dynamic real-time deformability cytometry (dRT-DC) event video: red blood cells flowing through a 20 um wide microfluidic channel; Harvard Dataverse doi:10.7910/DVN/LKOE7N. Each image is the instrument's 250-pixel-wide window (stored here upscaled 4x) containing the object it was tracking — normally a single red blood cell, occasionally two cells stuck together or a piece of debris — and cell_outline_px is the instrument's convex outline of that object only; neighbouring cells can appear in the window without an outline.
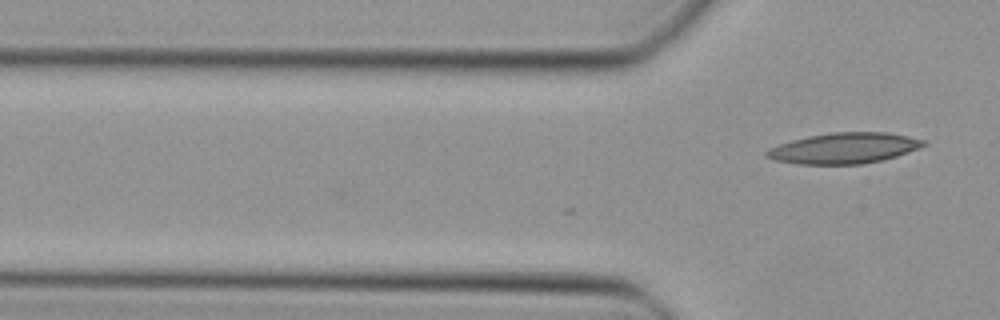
{"species": "Egyptian fruit bat (a non-hibernating species)", "species_latin": "Rousettus aegyptiacus", "temperature_condition": "cold", "stored_images_in_passage": 5, "camera_frame_rate_fps": 3000, "um_per_image_px": 0.085, "animal": {"sex": "female"}, "frame": {"image": 1, "passage_image": 5, "time_ms": 1.333, "image_size_px": [1000, 320], "cell_outline_px": [[928, 144], [908, 152], [896, 156], [880, 160], [860, 164], [800, 164], [772, 160], [764, 156], [764, 152], [768, 148], [792, 140], [808, 136], [832, 132], [888, 132], [908, 136], [924, 140]], "centroid_in_image_um": [71.71, 12.59], "position_along_channel_um": 54.1, "area_um2": 28.09}}